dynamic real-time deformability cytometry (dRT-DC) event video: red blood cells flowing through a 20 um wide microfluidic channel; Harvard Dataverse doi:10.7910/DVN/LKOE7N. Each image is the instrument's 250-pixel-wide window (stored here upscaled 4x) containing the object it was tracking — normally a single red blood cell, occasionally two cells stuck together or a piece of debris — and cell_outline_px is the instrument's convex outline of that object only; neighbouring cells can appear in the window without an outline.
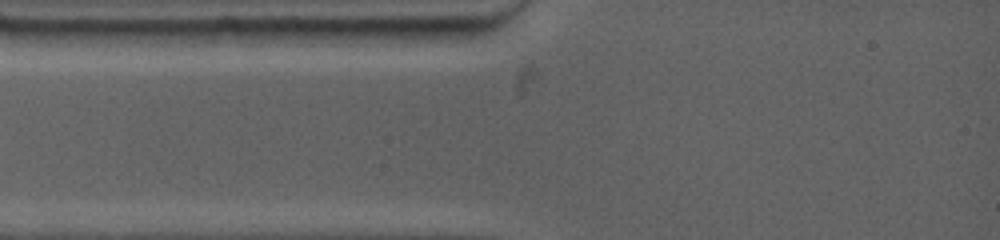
{"species": "common noctule bat (a hibernating species)", "species_latin": "Nyctalus noctula", "temperature_condition": "warm", "stored_images_in_passage": 1, "camera_frame_rate_fps": 4500, "um_per_image_px": 0.085, "animal": {"sex": "female", "body_mass_g": 19.0, "forearm_length_mm": 53.3}, "frame": {"image": 1, "passage_image": 1, "time_ms": 0.0, "image_size_px": [1000, 240], "cell_outline_px": [[472, 32], [448, 44], [368, 44], [352, 28], [472, 28]], "centroid_in_image_um": [34.99, 3.01], "position_along_channel_um": 50.0, "area_um2": 11.91}}